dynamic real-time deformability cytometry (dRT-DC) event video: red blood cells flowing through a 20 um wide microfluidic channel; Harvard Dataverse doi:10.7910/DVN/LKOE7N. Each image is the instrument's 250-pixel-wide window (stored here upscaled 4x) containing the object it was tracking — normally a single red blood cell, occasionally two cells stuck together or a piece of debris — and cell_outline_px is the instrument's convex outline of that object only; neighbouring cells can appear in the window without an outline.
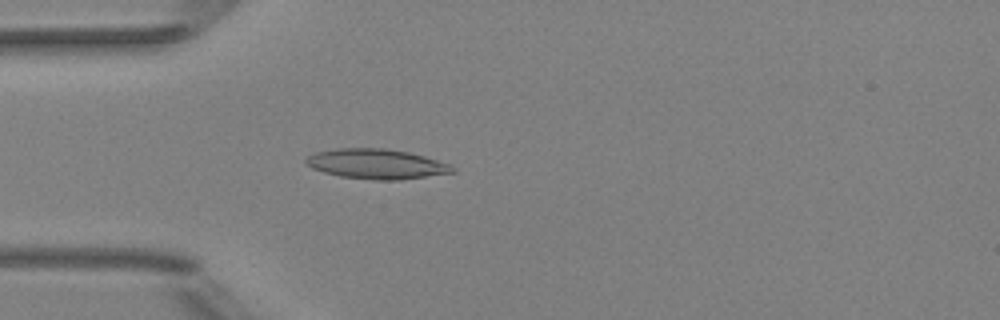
{"species": "Egyptian fruit bat (a non-hibernating species)", "species_latin": "Rousettus aegyptiacus", "temperature_condition": "room temperature", "stored_images_in_passage": 43, "camera_frame_rate_fps": 3000, "um_per_image_px": 0.085, "animal": {"sex": "female"}, "frame": {"image": 1, "passage_image": 7, "time_ms": 2.0, "image_size_px": [1000, 320], "cell_outline_px": [[456, 172], [400, 180], [376, 180], [340, 176], [324, 172], [312, 168], [304, 164], [304, 160], [312, 152], [336, 148], [384, 148], [408, 152], [424, 156], [452, 164], [456, 168]], "centroid_in_image_um": [31.99, 13.93], "position_along_channel_um": 53.0, "area_um2": 25.84}}
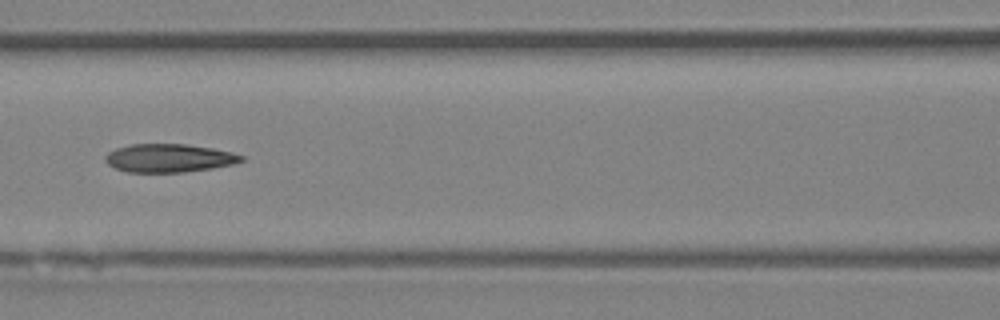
{"frame": {"image": 2, "passage_image": 15, "time_ms": 4.667, "image_size_px": [1000, 320], "cell_outline_px": [[244, 160], [232, 164], [212, 168], [184, 172], [128, 172], [116, 168], [108, 164], [104, 160], [104, 156], [108, 152], [116, 148], [128, 144], [184, 144], [212, 148], [232, 152], [244, 156]], "centroid_in_image_um": [14.34, 13.43], "position_along_channel_um": 152.3, "area_um2": 22.43}}
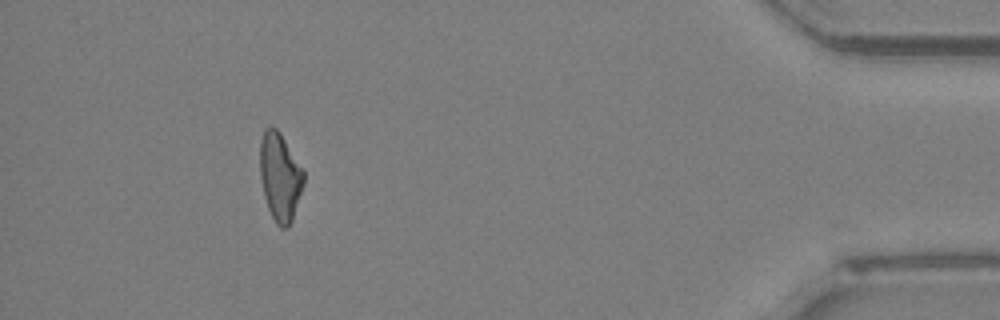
{"frame": {"image": 3, "passage_image": 39, "time_ms": 12.667, "image_size_px": [1000, 320], "cell_outline_px": [[304, 184], [292, 220], [288, 228], [280, 228], [276, 224], [268, 208], [264, 196], [260, 176], [260, 140], [264, 128], [272, 124], [280, 132], [304, 168]], "centroid_in_image_um": [23.8, 14.99], "position_along_channel_um": 411.4, "area_um2": 22.83}, "authors_computed_cell_mechanics": {"area_um2": 22.7732, "velocity_mm_per_s": 4.0172, "shape_relaxation_time_tau1_ms": null, "shape_relaxation_time_tau2_ms": 3.9105, "deformation_change_tau1": null, "deformation_change_tau2": 0.1333}}